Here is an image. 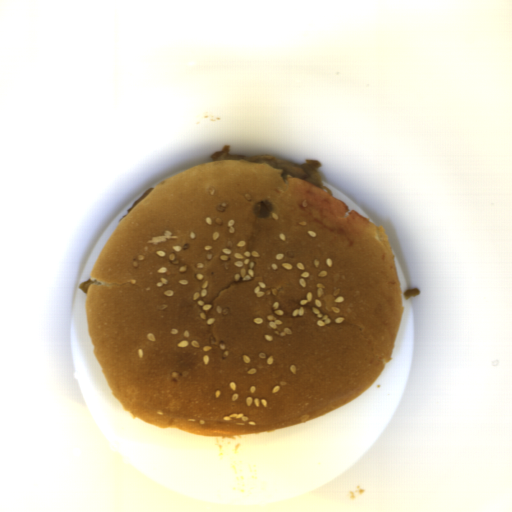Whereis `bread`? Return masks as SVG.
I'll return each mask as SVG.
<instances>
[{
	"mask_svg": "<svg viewBox=\"0 0 512 512\" xmlns=\"http://www.w3.org/2000/svg\"><path fill=\"white\" fill-rule=\"evenodd\" d=\"M283 169L208 161L155 184L87 279L93 353L123 411L235 436L361 396L406 309L382 226Z\"/></svg>",
	"mask_w": 512,
	"mask_h": 512,
	"instance_id": "1",
	"label": "bread"
}]
</instances>
